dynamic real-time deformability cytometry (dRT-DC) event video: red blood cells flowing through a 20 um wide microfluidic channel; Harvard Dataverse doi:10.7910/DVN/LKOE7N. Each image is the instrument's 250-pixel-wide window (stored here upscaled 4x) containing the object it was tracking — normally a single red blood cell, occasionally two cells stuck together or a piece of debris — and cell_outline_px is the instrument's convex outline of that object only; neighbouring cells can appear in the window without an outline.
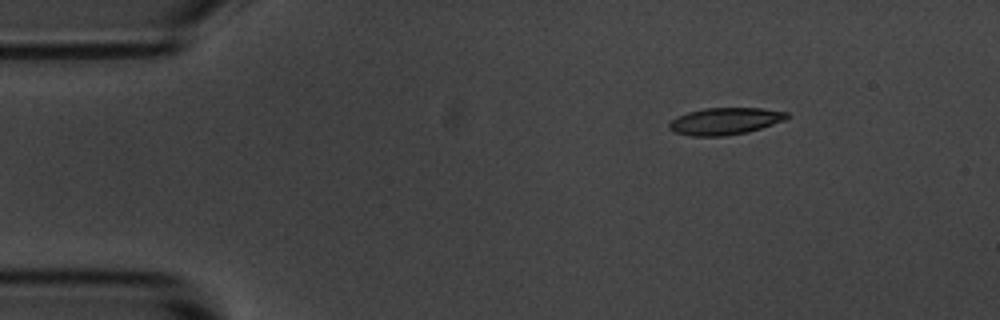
{"species": "common noctule bat (a hibernating species)", "species_latin": "Nyctalus noctula", "temperature_condition": "room temperature", "stored_images_in_passage": 6, "camera_frame_rate_fps": 3000, "um_per_image_px": 0.085, "animal": {"sex": "male", "body_mass_g": 20.1, "forearm_length_mm": 53.5}, "frame": {"image": 1, "passage_image": 2, "time_ms": 1.333, "image_size_px": [1000, 320], "cell_outline_px": [[788, 116], [784, 120], [748, 132], [724, 136], [692, 136], [676, 132], [668, 128], [668, 124], [676, 116], [688, 112], [704, 108], [764, 108], [788, 112]], "centroid_in_image_um": [61.61, 10.29], "position_along_channel_um": 23.4, "area_um2": 18.44}}
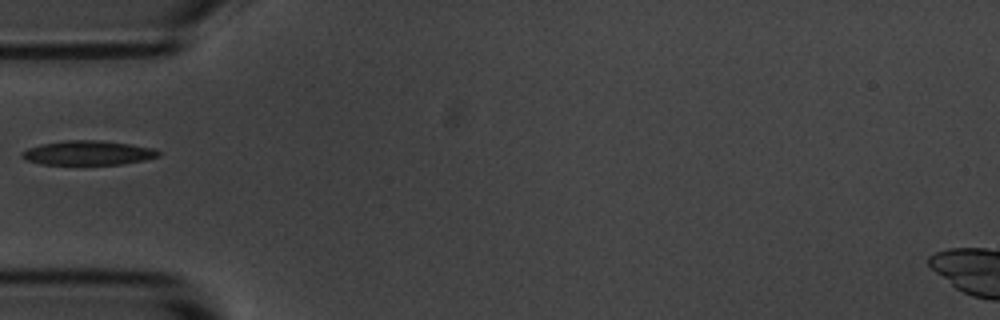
{"frame": {"image": 2, "passage_image": 5, "time_ms": 4.667, "image_size_px": [1000, 320], "cell_outline_px": [[160, 156], [144, 160], [120, 164], [40, 164], [24, 160], [20, 156], [20, 152], [28, 148], [40, 144], [68, 140], [100, 140], [128, 144], [152, 148], [160, 152]], "centroid_in_image_um": [7.42, 12.99], "position_along_channel_um": 77.6, "area_um2": 19.31}}